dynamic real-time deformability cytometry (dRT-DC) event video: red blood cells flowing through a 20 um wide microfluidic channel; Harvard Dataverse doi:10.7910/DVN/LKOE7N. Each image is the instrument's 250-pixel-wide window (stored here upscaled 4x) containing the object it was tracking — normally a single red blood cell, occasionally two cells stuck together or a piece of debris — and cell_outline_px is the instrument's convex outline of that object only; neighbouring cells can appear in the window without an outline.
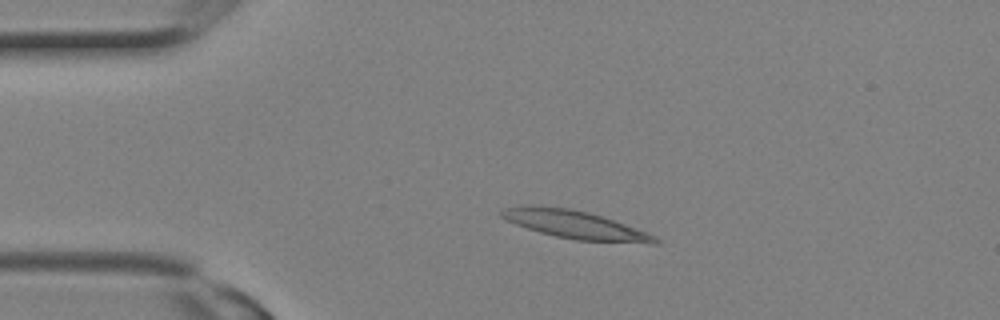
{"species": "Egyptian fruit bat (a non-hibernating species)", "species_latin": "Rousettus aegyptiacus", "temperature_condition": "room temperature", "stored_images_in_passage": 3, "camera_frame_rate_fps": 3000, "um_per_image_px": 0.085, "animal": {"sex": "female"}, "frame": {"image": 1, "passage_image": 2, "time_ms": 0.333, "image_size_px": [1000, 320], "cell_outline_px": [[660, 244], [652, 244], [576, 240], [556, 236], [540, 232], [516, 224], [500, 216], [500, 212], [504, 208], [520, 204], [540, 204], [572, 208], [588, 212], [624, 224], [656, 236], [660, 240]], "centroid_in_image_um": [48.85, 19.07], "position_along_channel_um": 36.2, "area_um2": 25.37}}
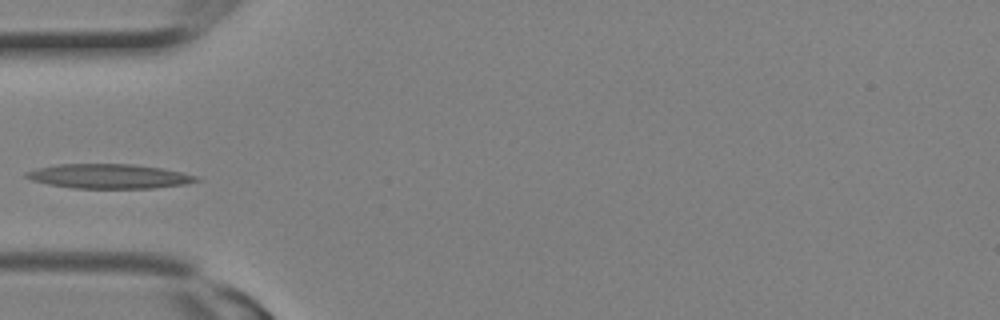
{"frame": {"image": 2, "passage_image": 3, "time_ms": 0.667, "image_size_px": [1000, 320], "cell_outline_px": [[200, 180], [188, 184], [152, 188], [72, 188], [48, 184], [32, 180], [24, 176], [24, 172], [36, 168], [56, 164], [132, 164], [160, 168], [180, 172], [196, 176]], "centroid_in_image_um": [9.22, 14.98], "position_along_channel_um": 75.8, "area_um2": 24.22}}